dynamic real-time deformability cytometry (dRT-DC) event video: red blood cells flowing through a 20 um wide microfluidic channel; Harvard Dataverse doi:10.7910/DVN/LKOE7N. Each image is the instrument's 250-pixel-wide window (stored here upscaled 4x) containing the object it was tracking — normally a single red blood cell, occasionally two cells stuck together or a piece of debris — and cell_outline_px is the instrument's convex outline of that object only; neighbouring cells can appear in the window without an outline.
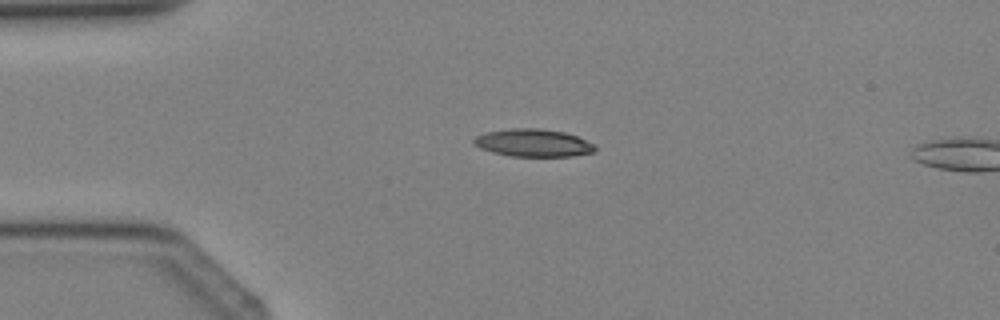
{"species": "Egyptian fruit bat (a non-hibernating species)", "species_latin": "Rousettus aegyptiacus", "temperature_condition": "cold", "stored_images_in_passage": 3, "camera_frame_rate_fps": 3000, "um_per_image_px": 0.085, "animal": {"sex": "female"}, "frame": {"image": 1, "passage_image": 2, "time_ms": 1.0, "image_size_px": [1000, 320], "cell_outline_px": [[596, 152], [572, 156], [508, 156], [492, 152], [480, 148], [472, 144], [472, 140], [476, 136], [484, 132], [512, 128], [540, 128], [564, 132], [576, 136], [592, 144], [596, 148]], "centroid_in_image_um": [45.27, 12.14], "position_along_channel_um": 39.7, "area_um2": 19.59}}